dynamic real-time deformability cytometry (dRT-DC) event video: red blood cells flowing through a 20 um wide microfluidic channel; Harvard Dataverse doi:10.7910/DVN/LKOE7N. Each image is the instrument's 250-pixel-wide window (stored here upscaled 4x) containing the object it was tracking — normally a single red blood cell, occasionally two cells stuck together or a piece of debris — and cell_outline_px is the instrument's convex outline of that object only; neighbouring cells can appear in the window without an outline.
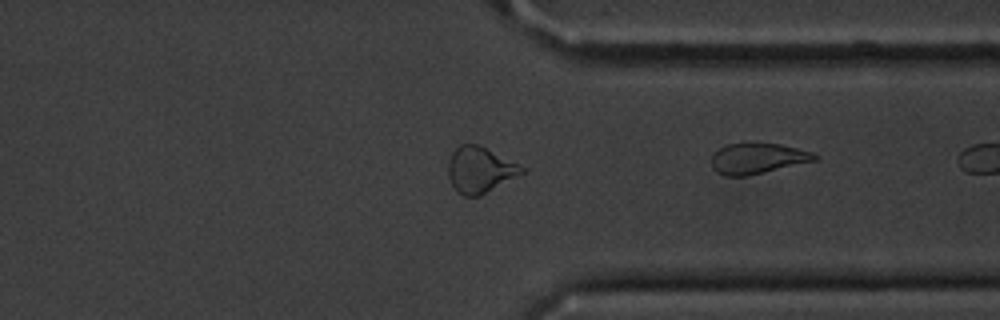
{"species": "common noctule bat (a hibernating species)", "species_latin": "Nyctalus noctula", "temperature_condition": "cold", "stored_images_in_passage": 30, "camera_frame_rate_fps": 3000, "um_per_image_px": 0.085, "animal": {"sex": "male", "body_mass_g": 20.1, "forearm_length_mm": 53.5}, "frame": {"image": 1, "passage_image": 30, "time_ms": 9.667, "image_size_px": [1000, 320], "cell_outline_px": [[816, 160], [748, 176], [724, 176], [716, 172], [712, 168], [712, 156], [720, 148], [728, 144], [780, 144], [812, 152], [816, 156]], "centroid_in_image_um": [64.36, 13.49], "position_along_channel_um": 347.0, "area_um2": 18.03}}